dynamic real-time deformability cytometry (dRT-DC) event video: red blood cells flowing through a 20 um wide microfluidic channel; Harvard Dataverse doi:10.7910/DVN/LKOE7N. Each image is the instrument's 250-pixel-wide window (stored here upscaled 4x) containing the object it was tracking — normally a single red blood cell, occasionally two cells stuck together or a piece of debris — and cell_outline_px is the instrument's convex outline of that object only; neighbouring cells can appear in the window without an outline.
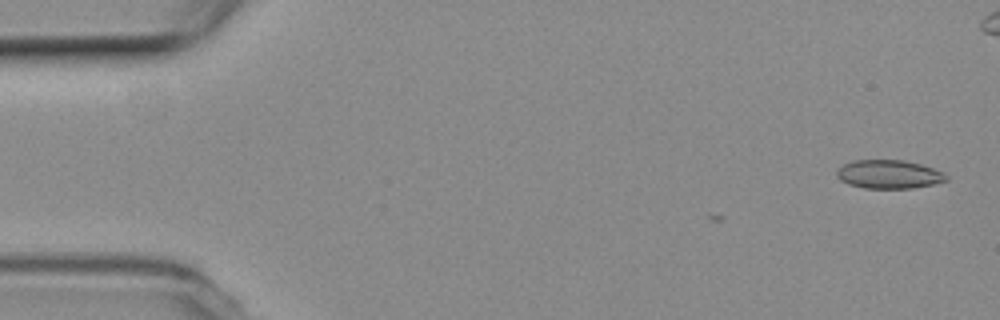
{"species": "common noctule bat (a hibernating species)", "species_latin": "Nyctalus noctula", "temperature_condition": "room temperature", "stored_images_in_passage": 2, "camera_frame_rate_fps": 3000, "um_per_image_px": 0.085, "animal": {"sex": "female", "body_mass_g": 19.3, "forearm_length_mm": 54.1}, "frame": {"image": 1, "passage_image": 2, "time_ms": 0.333, "image_size_px": [1000, 320], "cell_outline_px": [[948, 180], [932, 184], [912, 188], [864, 188], [848, 184], [840, 180], [836, 176], [836, 172], [844, 164], [852, 160], [904, 160], [920, 164], [944, 172], [948, 176]], "centroid_in_image_um": [75.55, 14.81], "position_along_channel_um": 9.5, "area_um2": 18.21}}